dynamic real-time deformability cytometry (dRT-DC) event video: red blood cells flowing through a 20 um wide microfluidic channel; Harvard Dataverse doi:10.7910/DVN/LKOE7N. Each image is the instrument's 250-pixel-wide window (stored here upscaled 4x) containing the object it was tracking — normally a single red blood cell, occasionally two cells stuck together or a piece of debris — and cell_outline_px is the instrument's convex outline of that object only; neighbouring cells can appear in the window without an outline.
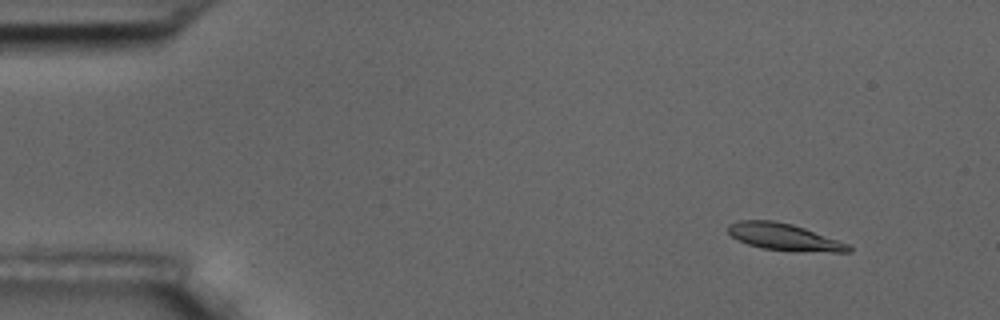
{"species": "common noctule bat (a hibernating species)", "species_latin": "Nyctalus noctula", "temperature_condition": "room temperature", "stored_images_in_passage": 5, "camera_frame_rate_fps": 3000, "um_per_image_px": 0.085, "animal": {"sex": "male", "body_mass_g": 17.5, "forearm_length_mm": 52.3}, "frame": {"image": 1, "passage_image": 2, "time_ms": 1.0, "image_size_px": [1000, 320], "cell_outline_px": [[852, 252], [832, 252], [764, 248], [748, 244], [732, 236], [728, 232], [728, 224], [736, 220], [772, 220], [792, 224], [804, 228], [848, 244], [852, 248]], "centroid_in_image_um": [66.62, 20.11], "position_along_channel_um": 18.4, "area_um2": 18.32}}
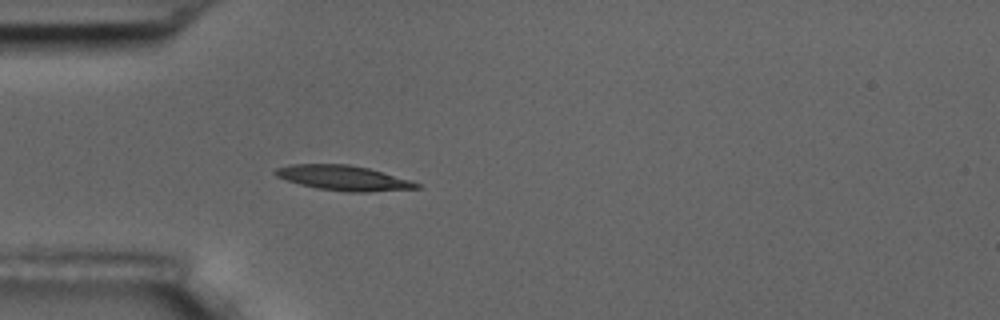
{"frame": {"image": 2, "passage_image": 5, "time_ms": 4.667, "image_size_px": [1000, 320], "cell_outline_px": [[424, 188], [368, 192], [344, 192], [316, 188], [300, 184], [276, 176], [272, 172], [276, 168], [288, 164], [348, 164], [368, 168], [408, 180], [420, 184]], "centroid_in_image_um": [29.17, 15.13], "position_along_channel_um": 55.8, "area_um2": 20.52}}